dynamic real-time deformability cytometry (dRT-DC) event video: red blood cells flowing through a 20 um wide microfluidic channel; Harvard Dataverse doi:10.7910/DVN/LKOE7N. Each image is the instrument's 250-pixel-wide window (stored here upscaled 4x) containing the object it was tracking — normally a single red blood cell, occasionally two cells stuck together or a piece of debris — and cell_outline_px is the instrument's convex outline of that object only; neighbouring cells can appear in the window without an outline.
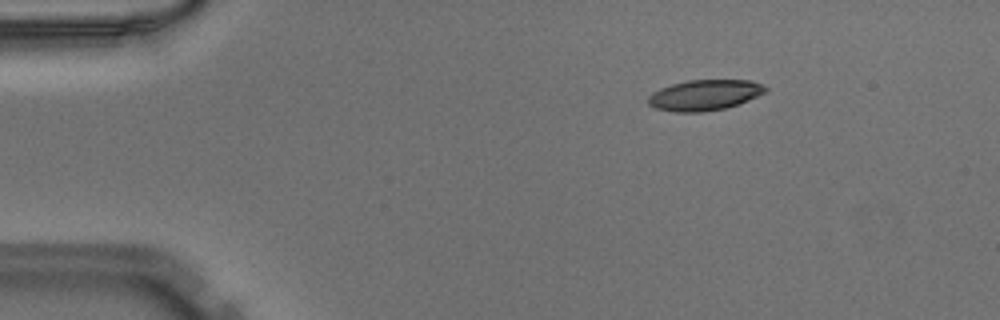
{"species": "Egyptian fruit bat (a non-hibernating species)", "species_latin": "Rousettus aegyptiacus", "temperature_condition": "warm", "stored_images_in_passage": 44, "camera_frame_rate_fps": 3000, "um_per_image_px": 0.085, "animal": {"sex": "male"}, "frame": {"image": 1, "passage_image": 1, "time_ms": 0.0, "image_size_px": [1000, 320], "cell_outline_px": [[768, 92], [748, 100], [724, 108], [704, 112], [676, 112], [656, 108], [648, 104], [648, 96], [652, 92], [660, 88], [672, 84], [688, 80], [752, 80], [768, 88]], "centroid_in_image_um": [59.89, 8.07], "position_along_channel_um": 25.1, "area_um2": 20.92}}
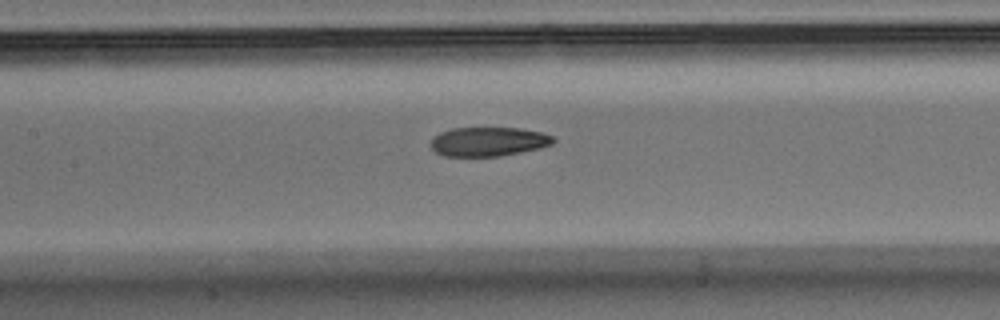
{"frame": {"image": 2, "passage_image": 17, "time_ms": 5.333, "image_size_px": [1000, 320], "cell_outline_px": [[556, 140], [552, 144], [540, 148], [500, 156], [444, 156], [436, 152], [432, 148], [432, 136], [440, 132], [452, 128], [520, 128], [544, 132], [552, 136]], "centroid_in_image_um": [41.53, 12.03], "position_along_channel_um": 165.9, "area_um2": 20.87}}
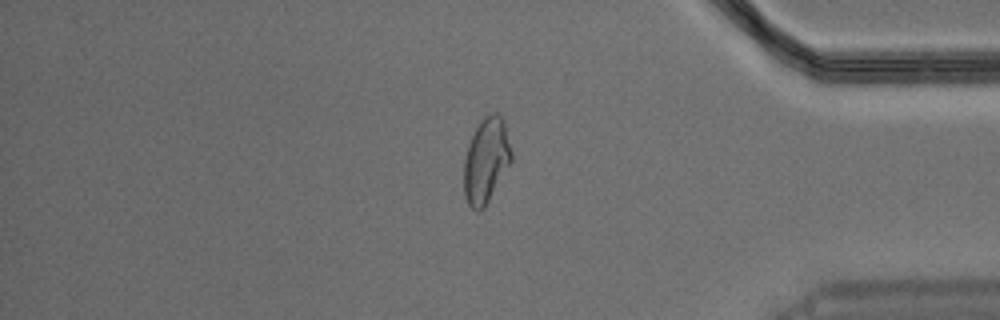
{"frame": {"image": 3, "passage_image": 36, "time_ms": 11.667, "image_size_px": [1000, 320], "cell_outline_px": [[512, 160], [484, 208], [480, 212], [476, 212], [468, 204], [464, 192], [464, 160], [468, 144], [480, 120], [484, 116], [492, 112], [500, 112], [504, 120], [512, 152]], "centroid_in_image_um": [41.32, 13.61], "position_along_channel_um": 393.9, "area_um2": 23.64}}